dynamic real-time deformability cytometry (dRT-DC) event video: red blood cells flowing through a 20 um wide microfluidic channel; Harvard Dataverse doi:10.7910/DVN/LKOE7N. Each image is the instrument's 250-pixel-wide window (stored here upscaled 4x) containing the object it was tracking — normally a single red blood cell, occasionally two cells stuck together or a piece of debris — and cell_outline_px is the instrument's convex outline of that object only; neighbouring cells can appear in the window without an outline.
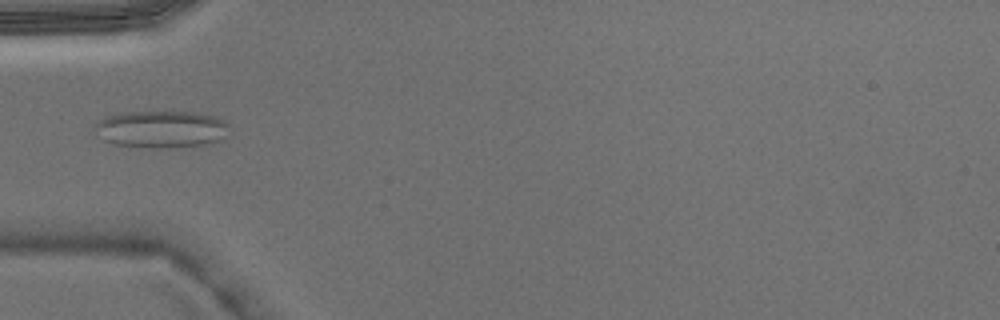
{"species": "Egyptian fruit bat (a non-hibernating species)", "species_latin": "Rousettus aegyptiacus", "temperature_condition": "warm", "stored_images_in_passage": 3, "camera_frame_rate_fps": 3000, "um_per_image_px": 0.085, "animal": {"sex": "male"}, "frame": {"image": 1, "passage_image": 3, "time_ms": 0.667, "image_size_px": [1000, 320], "cell_outline_px": [[228, 136], [220, 140], [204, 144], [160, 148], [148, 148], [112, 144], [96, 136], [96, 124], [100, 120], [108, 116], [120, 112], [200, 112], [224, 120], [228, 124]], "centroid_in_image_um": [13.7, 10.98], "position_along_channel_um": 71.3, "area_um2": 29.19}}